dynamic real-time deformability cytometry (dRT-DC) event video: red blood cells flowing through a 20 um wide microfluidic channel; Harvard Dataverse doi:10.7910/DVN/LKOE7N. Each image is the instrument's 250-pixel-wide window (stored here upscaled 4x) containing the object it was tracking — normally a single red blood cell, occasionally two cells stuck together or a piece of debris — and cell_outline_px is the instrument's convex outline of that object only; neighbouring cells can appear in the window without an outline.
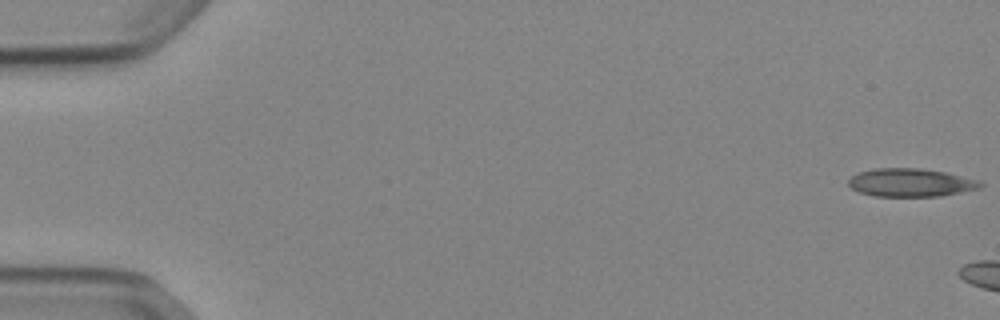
{"species": "Egyptian fruit bat (a non-hibernating species)", "species_latin": "Rousettus aegyptiacus", "temperature_condition": "cold", "stored_images_in_passage": 13, "camera_frame_rate_fps": 3000, "um_per_image_px": 0.085, "animal": {"sex": "female"}, "frame": {"image": 1, "passage_image": 1, "time_ms": 0.0, "image_size_px": [1000, 320], "cell_outline_px": [[984, 184], [980, 188], [940, 196], [876, 196], [860, 192], [852, 188], [848, 184], [848, 180], [852, 176], [860, 172], [876, 168], [920, 168], [944, 172], [976, 180]], "centroid_in_image_um": [77.38, 15.52], "position_along_channel_um": 7.6, "area_um2": 21.33}}